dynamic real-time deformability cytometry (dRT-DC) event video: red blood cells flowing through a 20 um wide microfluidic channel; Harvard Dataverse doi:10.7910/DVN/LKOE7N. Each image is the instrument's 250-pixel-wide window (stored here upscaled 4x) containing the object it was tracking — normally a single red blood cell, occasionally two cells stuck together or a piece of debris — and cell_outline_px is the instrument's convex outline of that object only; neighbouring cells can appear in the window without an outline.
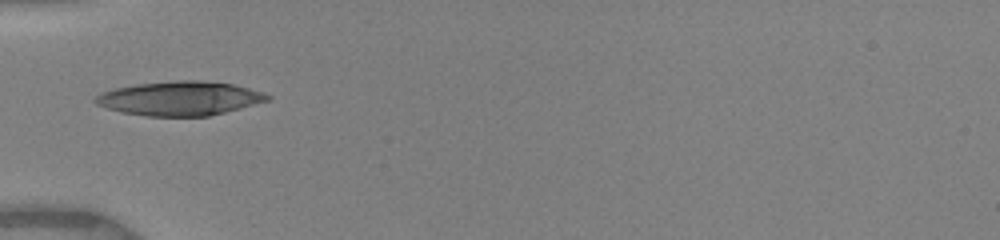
{"species": "human", "species_latin": "Homo sapiens", "temperature_condition": "warm", "stored_images_in_passage": 10, "camera_frame_rate_fps": 3000, "um_per_image_px": 0.085, "donor": {"sex": "female"}, "frame": {"image": 1, "passage_image": 9, "time_ms": 5.667, "image_size_px": [1000, 240], "cell_outline_px": [[272, 100], [208, 116], [148, 116], [124, 112], [108, 108], [96, 104], [92, 100], [100, 92], [116, 88], [136, 84], [176, 80], [200, 80], [232, 84], [248, 88], [272, 96]], "centroid_in_image_um": [15.28, 8.36], "position_along_channel_um": 69.7, "area_um2": 34.04}}